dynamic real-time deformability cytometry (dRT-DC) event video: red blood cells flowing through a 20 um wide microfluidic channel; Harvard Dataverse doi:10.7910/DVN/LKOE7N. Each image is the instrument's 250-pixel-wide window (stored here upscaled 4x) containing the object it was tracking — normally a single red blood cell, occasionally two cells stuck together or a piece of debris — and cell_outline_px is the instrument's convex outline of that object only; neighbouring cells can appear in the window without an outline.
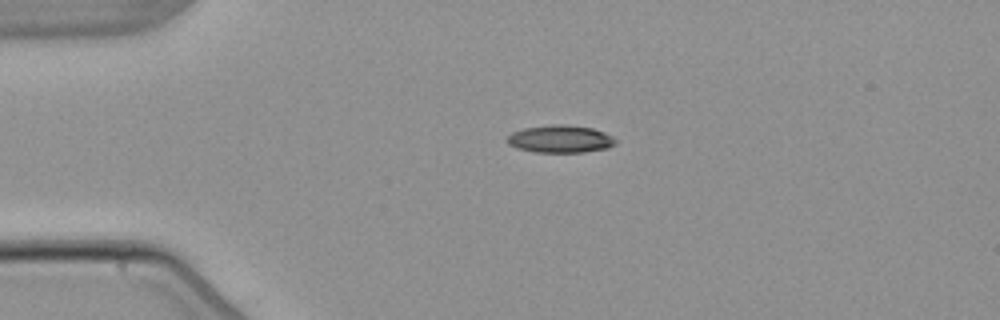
{"species": "common noctule bat (a hibernating species)", "species_latin": "Nyctalus noctula", "temperature_condition": "warm", "stored_images_in_passage": 2, "camera_frame_rate_fps": 3000, "um_per_image_px": 0.085, "animal": {"sex": "male", "body_mass_g": 21.5, "forearm_length_mm": 52.0}, "frame": {"image": 1, "passage_image": 1, "time_ms": 0.0, "image_size_px": [1000, 320], "cell_outline_px": [[616, 144], [608, 148], [584, 152], [536, 152], [516, 148], [508, 144], [504, 140], [512, 132], [524, 128], [552, 124], [564, 124], [592, 128], [604, 132], [612, 136], [616, 140]], "centroid_in_image_um": [47.61, 11.81], "position_along_channel_um": 37.4, "area_um2": 17.51}}